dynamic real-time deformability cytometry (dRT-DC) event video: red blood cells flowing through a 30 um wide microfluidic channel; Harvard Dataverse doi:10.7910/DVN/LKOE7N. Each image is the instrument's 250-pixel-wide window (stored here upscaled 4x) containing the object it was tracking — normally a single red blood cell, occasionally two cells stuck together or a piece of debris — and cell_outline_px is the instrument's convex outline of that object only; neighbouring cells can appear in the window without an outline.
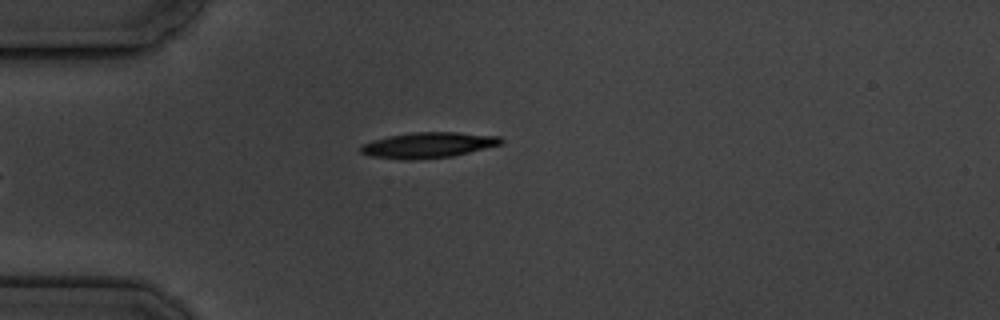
{"species": "common noctule bat (a hibernating species)", "species_latin": "Nyctalus noctula", "temperature_condition": "cold", "stored_images_in_passage": 7, "camera_frame_rate_fps": 3000, "um_per_image_px": 0.085, "animal": {"sex": "male", "body_mass_g": 19.5, "forearm_length_mm": 54.6}, "frame": {"image": 1, "passage_image": 7, "time_ms": 7.0, "image_size_px": [1000, 320], "cell_outline_px": [[504, 140], [500, 144], [452, 156], [412, 160], [400, 160], [368, 156], [360, 152], [360, 148], [364, 144], [372, 140], [388, 136], [412, 132], [456, 132], [500, 136]], "centroid_in_image_um": [36.34, 12.33], "position_along_channel_um": 48.7, "area_um2": 20.92}}